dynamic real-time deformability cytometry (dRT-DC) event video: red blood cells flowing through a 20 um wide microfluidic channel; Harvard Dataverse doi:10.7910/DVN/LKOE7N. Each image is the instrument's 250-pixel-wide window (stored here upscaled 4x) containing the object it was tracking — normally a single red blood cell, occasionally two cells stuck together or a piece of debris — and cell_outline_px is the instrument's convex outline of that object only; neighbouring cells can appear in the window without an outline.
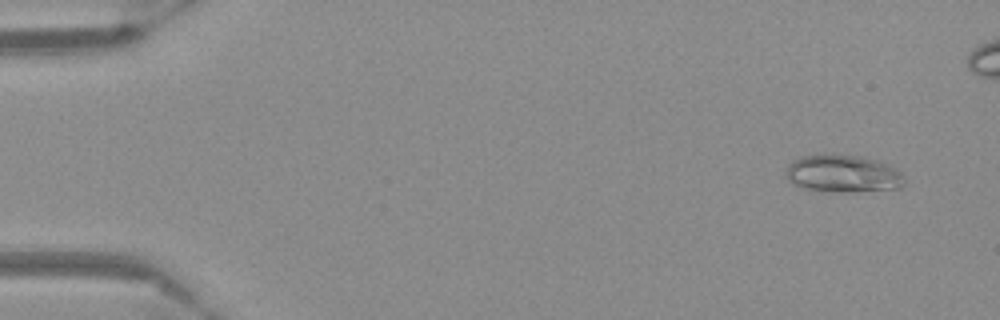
{"species": "Egyptian fruit bat (a non-hibernating species)", "species_latin": "Rousettus aegyptiacus", "temperature_condition": "warm", "stored_images_in_passage": 51, "camera_frame_rate_fps": 3000, "um_per_image_px": 0.085, "frame": {"image": 1, "passage_image": 4, "time_ms": 1.0, "image_size_px": [1000, 320], "cell_outline_px": [[904, 184], [900, 188], [848, 192], [840, 192], [800, 188], [792, 184], [788, 180], [784, 172], [788, 164], [792, 160], [800, 156], [824, 152], [864, 156], [880, 160], [900, 168], [904, 180]], "centroid_in_image_um": [71.64, 14.72], "position_along_channel_um": 13.4, "area_um2": 26.99}}
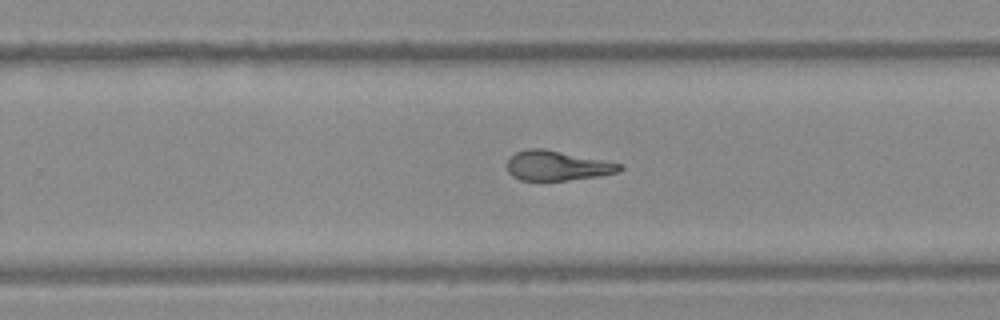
{"frame": {"image": 2, "passage_image": 36, "time_ms": 11.667, "image_size_px": [1000, 320], "cell_outline_px": [[624, 168], [620, 172], [600, 176], [568, 180], [520, 180], [512, 176], [508, 172], [508, 160], [516, 152], [528, 148], [544, 148], [624, 164]], "centroid_in_image_um": [47.41, 14.08], "position_along_channel_um": 282.4, "area_um2": 19.65}}
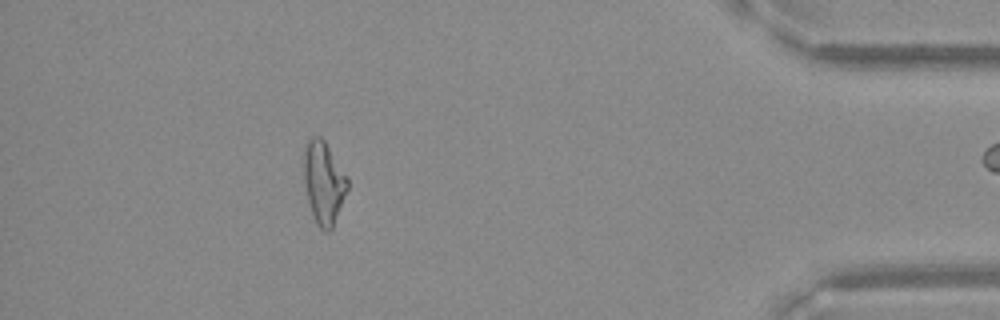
{"frame": {"image": 3, "passage_image": 50, "time_ms": 16.333, "image_size_px": [1000, 320], "cell_outline_px": [[348, 188], [332, 228], [328, 232], [324, 232], [316, 224], [308, 200], [304, 180], [304, 148], [308, 140], [312, 136], [320, 136], [324, 140], [348, 176]], "centroid_in_image_um": [27.52, 15.51], "position_along_channel_um": 407.7, "area_um2": 20.92}}